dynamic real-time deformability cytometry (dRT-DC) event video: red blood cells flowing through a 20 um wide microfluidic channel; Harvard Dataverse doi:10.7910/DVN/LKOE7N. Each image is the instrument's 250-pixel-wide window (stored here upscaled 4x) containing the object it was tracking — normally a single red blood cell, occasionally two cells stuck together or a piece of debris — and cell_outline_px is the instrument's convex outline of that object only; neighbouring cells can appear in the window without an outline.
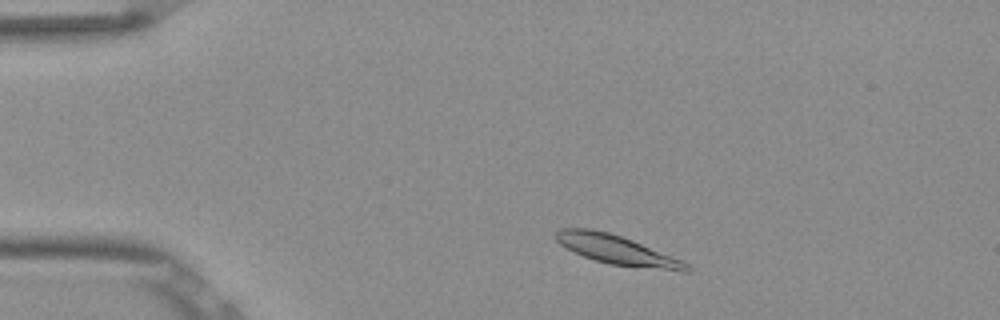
{"species": "Egyptian fruit bat (a non-hibernating species)", "species_latin": "Rousettus aegyptiacus", "temperature_condition": "room temperature", "stored_images_in_passage": 11, "camera_frame_rate_fps": 3000, "um_per_image_px": 0.085, "frame": {"image": 1, "passage_image": 4, "time_ms": 1.0, "image_size_px": [1000, 320], "cell_outline_px": [[692, 272], [680, 272], [608, 264], [584, 256], [560, 244], [552, 236], [560, 228], [592, 228], [608, 232], [632, 240], [680, 260], [688, 264], [692, 268]], "centroid_in_image_um": [52.45, 21.25], "position_along_channel_um": 32.6, "area_um2": 22.14}}